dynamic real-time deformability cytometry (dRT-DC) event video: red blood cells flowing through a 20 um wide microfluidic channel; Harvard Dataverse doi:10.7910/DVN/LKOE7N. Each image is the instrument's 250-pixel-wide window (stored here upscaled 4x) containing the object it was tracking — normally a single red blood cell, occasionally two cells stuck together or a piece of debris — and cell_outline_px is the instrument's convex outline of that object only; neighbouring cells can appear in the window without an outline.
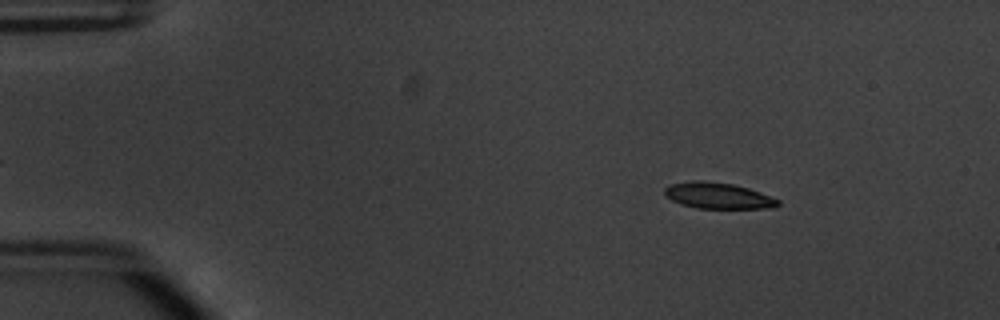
{"species": "common noctule bat (a hibernating species)", "species_latin": "Nyctalus noctula", "temperature_condition": "warm", "stored_images_in_passage": 52, "camera_frame_rate_fps": 3000, "um_per_image_px": 0.085, "animal": {"sex": "male", "body_mass_g": 20.1, "forearm_length_mm": 53.5}, "frame": {"image": 1, "passage_image": 7, "time_ms": 2.0, "image_size_px": [1000, 320], "cell_outline_px": [[780, 204], [776, 208], [696, 208], [680, 204], [664, 196], [664, 188], [668, 184], [692, 180], [700, 180], [732, 184], [748, 188], [760, 192], [780, 200]], "centroid_in_image_um": [61.0, 16.63], "position_along_channel_um": 24.0, "area_um2": 17.4}}
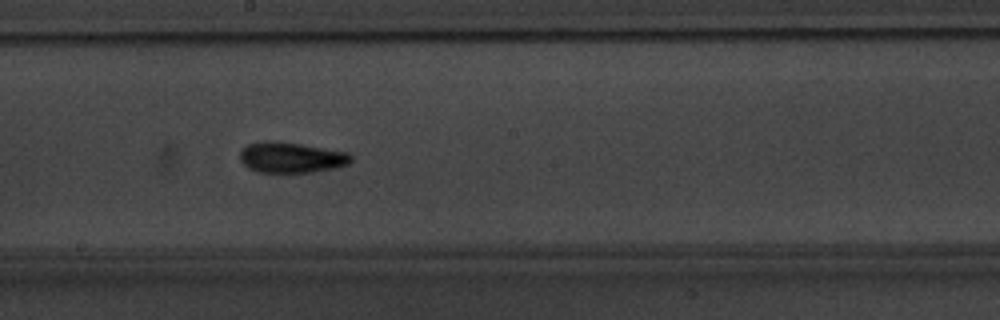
{"frame": {"image": 2, "passage_image": 29, "time_ms": 9.333, "image_size_px": [1000, 320], "cell_outline_px": [[352, 160], [348, 164], [332, 168], [312, 172], [256, 172], [248, 168], [240, 160], [240, 152], [248, 144], [264, 140], [272, 140], [300, 144], [348, 152], [352, 156]], "centroid_in_image_um": [24.73, 13.38], "position_along_channel_um": 223.5, "area_um2": 19.77}}
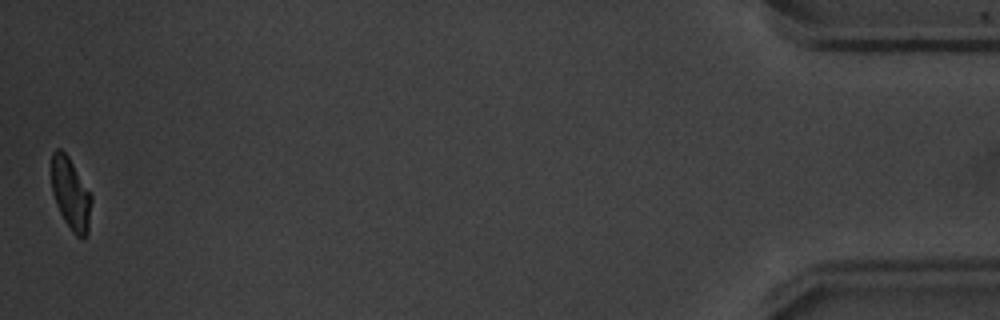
{"frame": {"image": 3, "passage_image": 52, "time_ms": 17.0, "image_size_px": [1000, 320], "cell_outline_px": [[92, 200], [88, 232], [84, 240], [80, 240], [72, 232], [64, 220], [56, 204], [52, 192], [52, 152], [56, 148], [60, 148], [68, 156], [92, 196]], "centroid_in_image_um": [6.02, 16.52], "position_along_channel_um": 429.2, "area_um2": 16.76}, "authors_computed_cell_mechanics": {"area_um2": 18.0047, "velocity_mm_per_s": 3.8336, "shape_relaxation_time_tau1_ms": 4.1664, "shape_relaxation_time_tau2_ms": 2.2619, "deformation_change_tau1": 0.1575, "deformation_change_tau2": 0.0762}}